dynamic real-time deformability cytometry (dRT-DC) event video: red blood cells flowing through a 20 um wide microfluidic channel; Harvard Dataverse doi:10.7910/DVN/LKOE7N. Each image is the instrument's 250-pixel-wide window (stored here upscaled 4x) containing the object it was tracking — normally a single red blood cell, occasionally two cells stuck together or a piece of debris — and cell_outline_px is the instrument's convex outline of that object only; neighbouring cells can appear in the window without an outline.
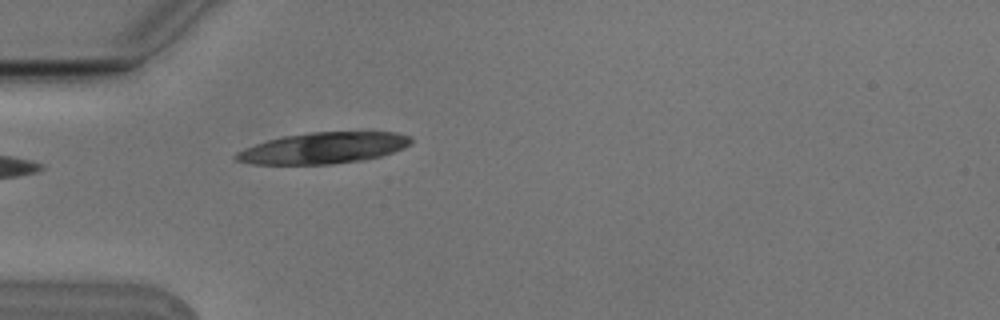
{"species": "Egyptian fruit bat (a non-hibernating species)", "species_latin": "Rousettus aegyptiacus", "temperature_condition": "cold", "stored_images_in_passage": 1, "camera_frame_rate_fps": 3000, "um_per_image_px": 0.085, "animal": {"sex": "male"}, "frame": {"image": 1, "passage_image": 1, "time_ms": 0.0, "image_size_px": [1000, 320], "cell_outline_px": [[412, 140], [404, 148], [380, 156], [364, 160], [332, 164], [252, 164], [236, 160], [232, 156], [236, 152], [244, 148], [268, 140], [284, 136], [308, 132], [396, 132], [412, 136]], "centroid_in_image_um": [27.48, 12.58], "position_along_channel_um": 57.5, "area_um2": 31.79}}